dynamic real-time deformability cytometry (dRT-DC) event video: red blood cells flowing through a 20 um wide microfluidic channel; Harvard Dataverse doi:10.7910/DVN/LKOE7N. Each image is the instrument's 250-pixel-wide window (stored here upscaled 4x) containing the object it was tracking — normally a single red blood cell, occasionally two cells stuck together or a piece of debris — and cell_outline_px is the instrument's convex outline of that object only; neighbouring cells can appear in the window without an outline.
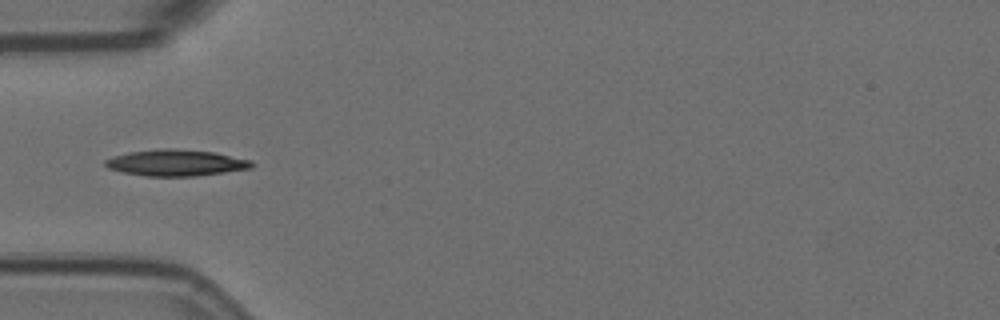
{"species": "Egyptian fruit bat (a non-hibernating species)", "species_latin": "Rousettus aegyptiacus", "temperature_condition": "room temperature", "stored_images_in_passage": 6, "camera_frame_rate_fps": 3000, "um_per_image_px": 0.085, "animal": {"sex": "female"}, "frame": {"image": 1, "passage_image": 6, "time_ms": 1.667, "image_size_px": [1000, 320], "cell_outline_px": [[252, 168], [196, 176], [144, 176], [124, 172], [108, 168], [104, 164], [104, 160], [112, 156], [128, 152], [164, 148], [172, 148], [212, 152], [252, 160]], "centroid_in_image_um": [14.92, 13.83], "position_along_channel_um": 70.1, "area_um2": 22.37}}